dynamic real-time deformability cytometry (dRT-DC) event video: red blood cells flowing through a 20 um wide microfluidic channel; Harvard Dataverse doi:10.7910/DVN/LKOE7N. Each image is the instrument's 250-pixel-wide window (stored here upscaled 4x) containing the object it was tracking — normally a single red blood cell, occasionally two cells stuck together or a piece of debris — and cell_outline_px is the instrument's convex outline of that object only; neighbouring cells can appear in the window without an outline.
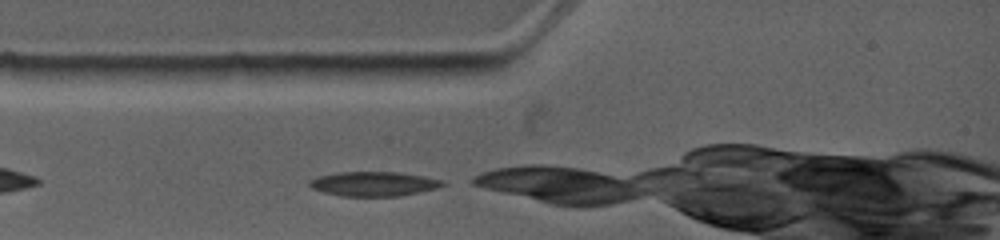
{"species": "common noctule bat (a hibernating species)", "species_latin": "Nyctalus noctula", "temperature_condition": "warm", "stored_images_in_passage": 1, "camera_frame_rate_fps": 4500, "um_per_image_px": 0.085, "animal": {"sex": "female", "body_mass_g": 19.0, "forearm_length_mm": 53.3}, "frame": {"image": 1, "passage_image": 1, "time_ms": 0.0, "image_size_px": [1000, 240], "cell_outline_px": [[448, 184], [436, 188], [420, 192], [400, 196], [340, 196], [324, 192], [312, 188], [308, 184], [308, 180], [316, 176], [336, 172], [400, 172], [424, 176], [444, 180]], "centroid_in_image_um": [31.77, 15.62], "position_along_channel_um": 53.2, "area_um2": 19.25}}